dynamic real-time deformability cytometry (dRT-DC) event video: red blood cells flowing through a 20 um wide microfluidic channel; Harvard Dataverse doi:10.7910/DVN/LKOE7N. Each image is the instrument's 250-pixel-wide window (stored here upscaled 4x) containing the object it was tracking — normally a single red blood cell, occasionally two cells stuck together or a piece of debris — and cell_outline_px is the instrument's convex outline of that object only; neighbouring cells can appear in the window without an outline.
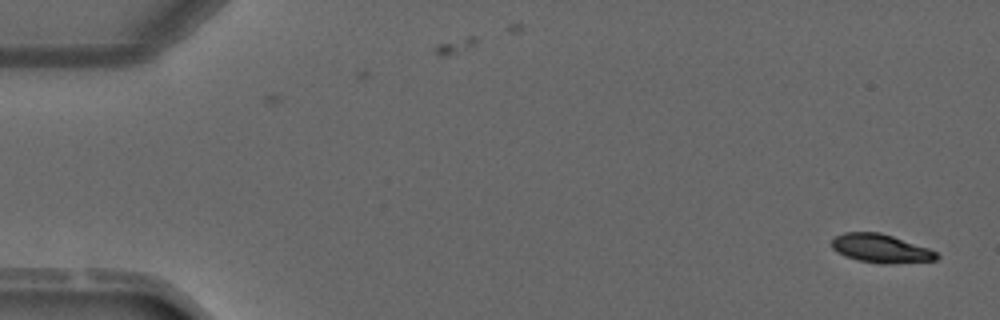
{"species": "common noctule bat (a hibernating species)", "species_latin": "Nyctalus noctula", "temperature_condition": "warm", "stored_images_in_passage": 2, "camera_frame_rate_fps": 3000, "um_per_image_px": 0.085, "animal": {"sex": "male", "forearm_length_mm": 52.5}, "frame": {"image": 1, "passage_image": 2, "time_ms": 1.333, "image_size_px": [1000, 320], "cell_outline_px": [[940, 256], [936, 260], [884, 264], [860, 260], [844, 256], [836, 252], [832, 248], [832, 240], [836, 236], [844, 232], [880, 232], [928, 248], [936, 252]], "centroid_in_image_um": [74.85, 21.11], "position_along_channel_um": 10.2, "area_um2": 17.28}}